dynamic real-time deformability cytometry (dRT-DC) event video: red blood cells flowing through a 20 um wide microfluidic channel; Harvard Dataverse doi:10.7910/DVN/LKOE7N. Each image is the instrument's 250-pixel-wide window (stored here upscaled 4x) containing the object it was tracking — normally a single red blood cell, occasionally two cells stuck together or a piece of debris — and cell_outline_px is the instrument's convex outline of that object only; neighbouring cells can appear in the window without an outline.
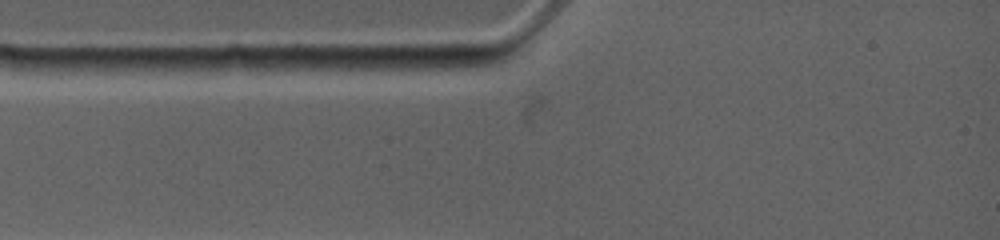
{"species": "common noctule bat (a hibernating species)", "species_latin": "Nyctalus noctula", "temperature_condition": "warm", "stored_images_in_passage": 1, "camera_frame_rate_fps": 4500, "um_per_image_px": 0.085, "animal": {"sex": "female", "body_mass_g": 19.0, "forearm_length_mm": 53.3}, "frame": {"image": 1, "passage_image": 1, "time_ms": 0.0, "image_size_px": [1000, 240], "cell_outline_px": [[248, 64], [240, 68], [224, 72], [156, 76], [136, 68], [132, 64], [136, 60], [228, 56], [244, 56]], "centroid_in_image_um": [16.19, 5.55], "position_along_channel_um": 68.8, "area_um2": 12.02}}